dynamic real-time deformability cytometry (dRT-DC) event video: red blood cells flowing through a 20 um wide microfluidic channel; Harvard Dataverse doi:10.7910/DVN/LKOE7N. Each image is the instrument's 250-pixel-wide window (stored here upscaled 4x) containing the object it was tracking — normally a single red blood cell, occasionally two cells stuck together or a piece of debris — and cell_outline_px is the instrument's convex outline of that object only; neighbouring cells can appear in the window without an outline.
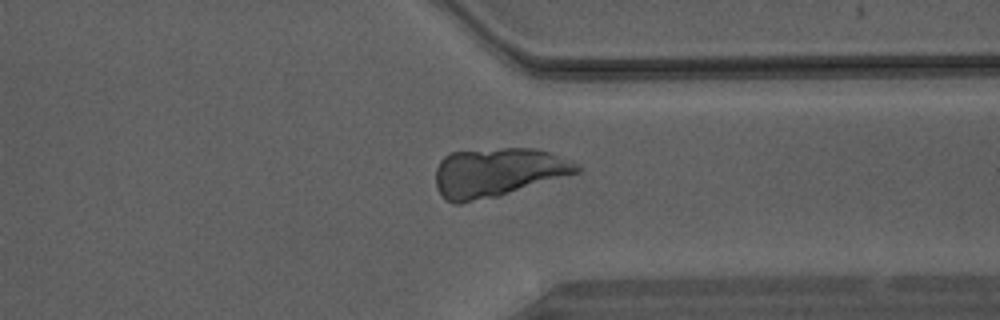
{"species": "Egyptian fruit bat (a non-hibernating species)", "species_latin": "Rousettus aegyptiacus", "temperature_condition": "warm", "stored_images_in_passage": 44, "camera_frame_rate_fps": 3000, "um_per_image_px": 0.085, "animal": {"sex": "male"}, "frame": {"image": 1, "passage_image": 34, "time_ms": 11.0, "image_size_px": [1000, 320], "cell_outline_px": [[580, 172], [496, 196], [460, 204], [452, 204], [440, 196], [436, 188], [436, 168], [440, 160], [444, 156], [452, 152], [504, 148], [532, 148], [548, 152], [580, 164]], "centroid_in_image_um": [42.25, 14.65], "position_along_channel_um": 369.2, "area_um2": 40.0}}
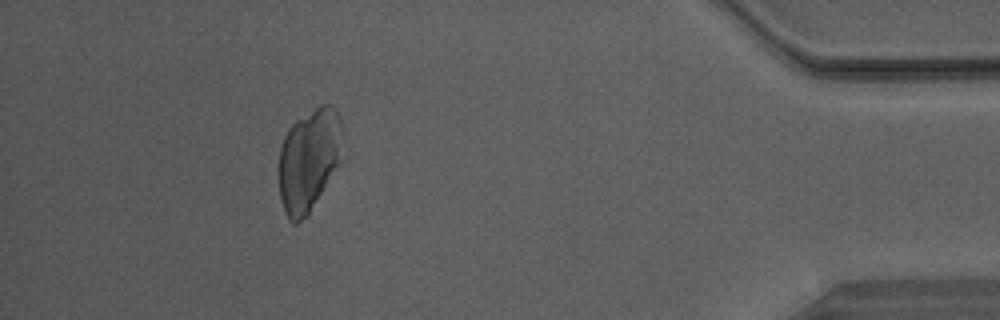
{"frame": {"image": 2, "passage_image": 40, "time_ms": 13.0, "image_size_px": [1000, 320], "cell_outline_px": [[344, 132], [340, 164], [308, 216], [296, 224], [292, 224], [288, 220], [284, 212], [280, 196], [280, 148], [284, 136], [288, 128], [296, 120], [320, 104], [332, 104], [336, 108], [340, 116]], "centroid_in_image_um": [26.3, 13.58], "position_along_channel_um": 408.9, "area_um2": 38.9}}